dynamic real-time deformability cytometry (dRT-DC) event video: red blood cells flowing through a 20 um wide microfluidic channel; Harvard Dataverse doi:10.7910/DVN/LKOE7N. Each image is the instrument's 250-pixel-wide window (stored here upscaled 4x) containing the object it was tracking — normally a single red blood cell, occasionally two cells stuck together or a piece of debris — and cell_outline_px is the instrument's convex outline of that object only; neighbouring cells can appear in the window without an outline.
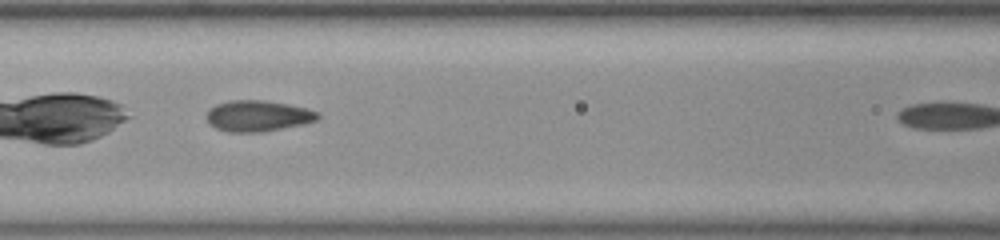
{"species": "common noctule bat (a hibernating species)", "species_latin": "Nyctalus noctula", "temperature_condition": "room temperature", "stored_images_in_passage": 18, "camera_frame_rate_fps": 3000, "um_per_image_px": 0.085, "animal": {"sex": "female", "body_mass_g": 23.0, "forearm_length_mm": 53.4}, "frame": {"image": 1, "passage_image": 8, "time_ms": 2.333, "image_size_px": [1000, 240], "cell_outline_px": [[320, 116], [316, 120], [304, 124], [260, 132], [228, 132], [216, 128], [208, 120], [208, 112], [216, 104], [228, 100], [264, 100], [288, 104], [320, 112]], "centroid_in_image_um": [21.95, 9.85], "position_along_channel_um": 144.7, "area_um2": 19.88}}
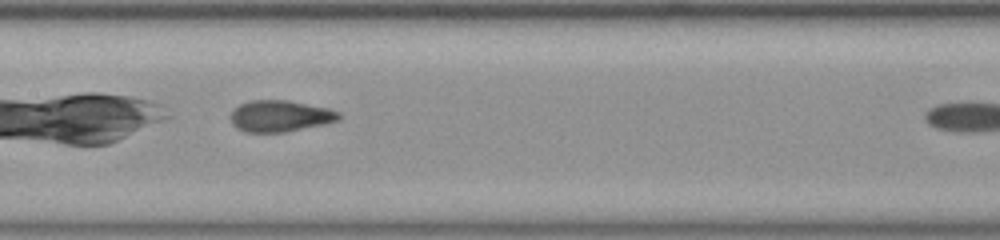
{"frame": {"image": 2, "passage_image": 11, "time_ms": 3.333, "image_size_px": [1000, 240], "cell_outline_px": [[340, 120], [324, 124], [284, 132], [244, 132], [232, 124], [232, 112], [240, 104], [252, 100], [288, 100], [328, 108], [340, 112]], "centroid_in_image_um": [23.84, 9.86], "position_along_channel_um": 183.6, "area_um2": 19.65}}